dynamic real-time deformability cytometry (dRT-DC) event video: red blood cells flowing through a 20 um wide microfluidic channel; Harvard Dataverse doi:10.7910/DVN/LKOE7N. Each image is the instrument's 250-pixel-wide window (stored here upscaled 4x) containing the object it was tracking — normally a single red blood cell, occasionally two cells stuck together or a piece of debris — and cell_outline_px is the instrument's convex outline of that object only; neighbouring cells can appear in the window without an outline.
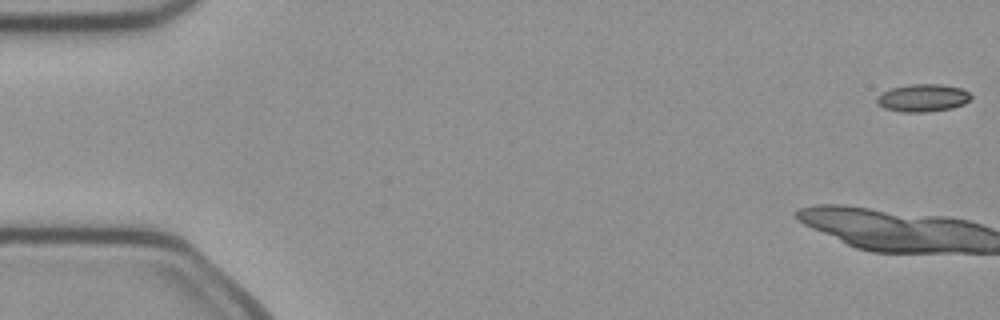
{"species": "common noctule bat (a hibernating species)", "species_latin": "Nyctalus noctula", "temperature_condition": "cold", "stored_images_in_passage": 14, "camera_frame_rate_fps": 3000, "um_per_image_px": 0.085, "animal": {"sex": "female", "body_mass_g": 21.9}, "frame": {"image": 1, "passage_image": 1, "time_ms": 0.0, "image_size_px": [1000, 320], "cell_outline_px": [[972, 96], [964, 104], [952, 108], [928, 112], [900, 112], [884, 108], [876, 104], [876, 96], [892, 88], [908, 84], [940, 84], [960, 88], [968, 92]], "centroid_in_image_um": [78.41, 8.33], "position_along_channel_um": 6.6, "area_um2": 15.2}}